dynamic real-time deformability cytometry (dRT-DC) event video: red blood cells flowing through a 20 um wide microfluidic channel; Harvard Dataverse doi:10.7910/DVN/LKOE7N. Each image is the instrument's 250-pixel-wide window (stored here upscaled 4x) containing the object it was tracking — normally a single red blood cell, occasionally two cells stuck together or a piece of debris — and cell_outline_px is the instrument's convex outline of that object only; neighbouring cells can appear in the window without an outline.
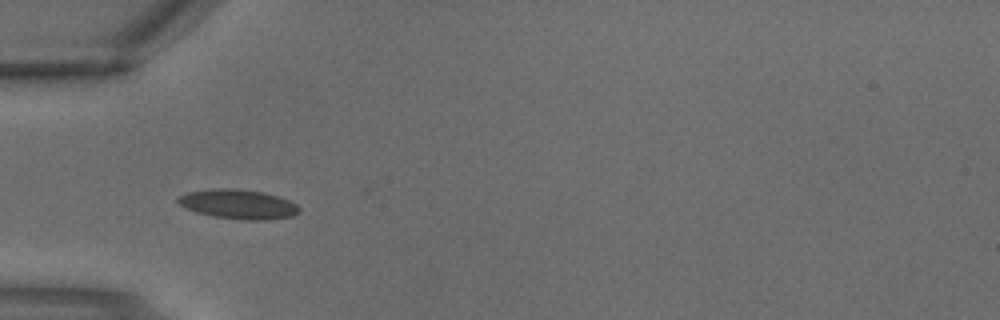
{"species": "common noctule bat (a hibernating species)", "species_latin": "Nyctalus noctula", "temperature_condition": "warm", "stored_images_in_passage": 2, "camera_frame_rate_fps": 3000, "um_per_image_px": 0.085, "animal": {"sex": "male", "body_mass_g": 18.8}, "frame": {"image": 1, "passage_image": 2, "time_ms": 0.333, "image_size_px": [1000, 320], "cell_outline_px": [[300, 212], [292, 216], [268, 220], [244, 220], [212, 216], [196, 212], [184, 208], [176, 200], [180, 196], [188, 192], [212, 188], [232, 188], [264, 192], [280, 196], [296, 204], [300, 208]], "centroid_in_image_um": [20.27, 17.35], "position_along_channel_um": 64.7, "area_um2": 20.98}}